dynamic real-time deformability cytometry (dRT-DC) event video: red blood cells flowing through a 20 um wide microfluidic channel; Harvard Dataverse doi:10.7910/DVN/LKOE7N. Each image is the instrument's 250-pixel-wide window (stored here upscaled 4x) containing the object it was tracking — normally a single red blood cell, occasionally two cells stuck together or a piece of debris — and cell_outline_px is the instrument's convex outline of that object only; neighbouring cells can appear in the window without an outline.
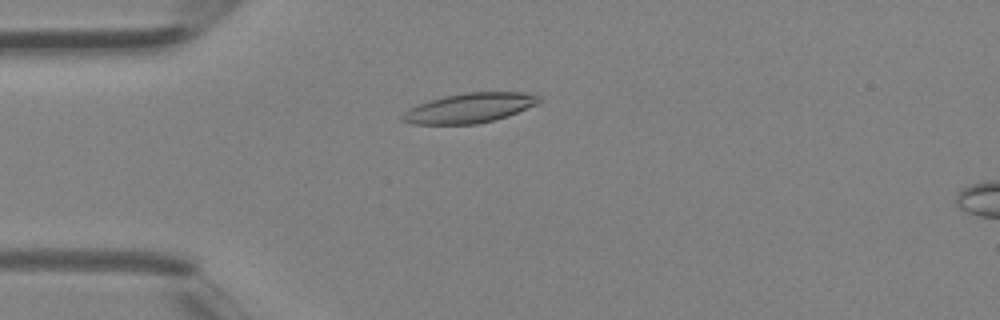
{"species": "Egyptian fruit bat (a non-hibernating species)", "species_latin": "Rousettus aegyptiacus", "temperature_condition": "room temperature", "stored_images_in_passage": 1, "camera_frame_rate_fps": 3000, "um_per_image_px": 0.085, "animal": {"sex": "female"}, "frame": {"image": 1, "passage_image": 1, "time_ms": 0.0, "image_size_px": [1000, 320], "cell_outline_px": [[544, 100], [540, 104], [508, 116], [476, 124], [408, 124], [400, 120], [400, 116], [408, 108], [428, 100], [444, 96], [464, 92], [524, 92], [540, 96]], "centroid_in_image_um": [39.92, 9.17], "position_along_channel_um": 45.1, "area_um2": 24.1}}